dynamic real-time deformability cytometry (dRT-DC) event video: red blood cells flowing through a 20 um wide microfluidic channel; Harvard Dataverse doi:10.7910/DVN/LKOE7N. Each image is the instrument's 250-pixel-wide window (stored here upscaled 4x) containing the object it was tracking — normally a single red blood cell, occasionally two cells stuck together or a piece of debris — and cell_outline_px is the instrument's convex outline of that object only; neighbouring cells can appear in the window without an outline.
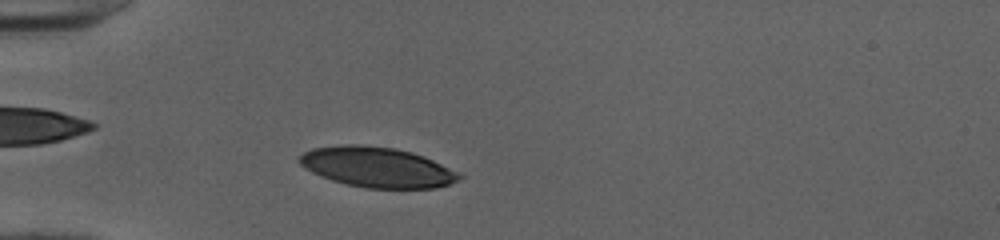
{"species": "human", "species_latin": "Homo sapiens", "temperature_condition": "cold", "stored_images_in_passage": 40, "camera_frame_rate_fps": 3000, "um_per_image_px": 0.085, "donor": {"sex": "female"}, "frame": {"image": 1, "passage_image": 8, "time_ms": 2.333, "image_size_px": [1000, 240], "cell_outline_px": [[464, 176], [448, 184], [436, 188], [364, 188], [344, 184], [320, 176], [304, 168], [296, 160], [304, 152], [312, 148], [348, 144], [360, 144], [396, 148], [412, 152], [424, 156], [460, 172]], "centroid_in_image_um": [32.04, 14.21], "position_along_channel_um": 53.0, "area_um2": 37.69}}
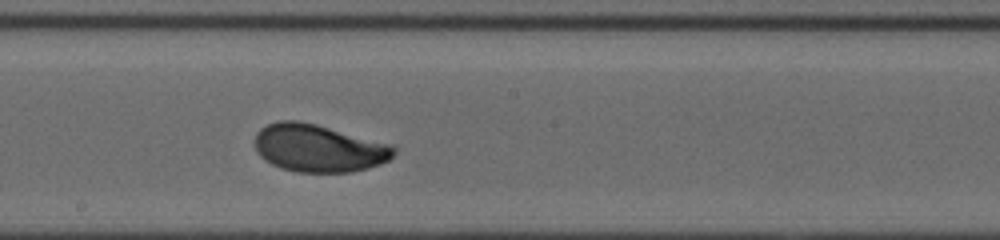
{"frame": {"image": 2, "passage_image": 22, "time_ms": 7.0, "image_size_px": [1000, 240], "cell_outline_px": [[396, 152], [388, 160], [380, 164], [368, 168], [352, 172], [296, 172], [280, 168], [264, 160], [256, 152], [256, 132], [260, 128], [268, 124], [280, 120], [296, 120], [316, 124], [396, 144]], "centroid_in_image_um": [27.12, 12.59], "position_along_channel_um": 221.1, "area_um2": 39.07}}
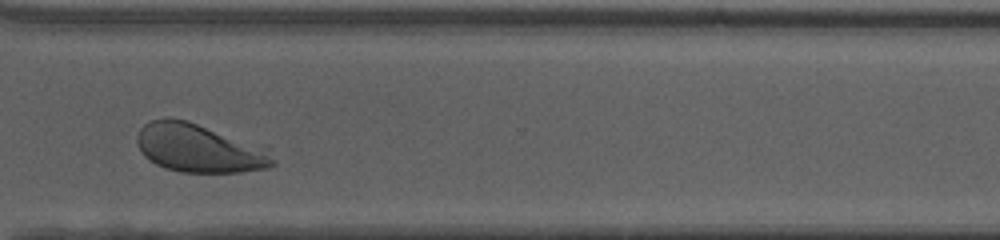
{"frame": {"image": 3, "passage_image": 32, "time_ms": 10.333, "image_size_px": [1000, 240], "cell_outline_px": [[276, 164], [268, 168], [240, 172], [180, 172], [164, 168], [156, 164], [144, 156], [140, 152], [136, 140], [136, 136], [140, 128], [144, 124], [152, 120], [164, 116], [168, 116], [188, 120], [268, 148], [276, 160]], "centroid_in_image_um": [16.91, 12.58], "position_along_channel_um": 353.7, "area_um2": 38.84}, "authors_computed_cell_mechanics": {"area_um2": 38.7838, "velocity_mm_per_s": 3.9768, "shape_relaxation_time_tau1_ms": 1.8614, "shape_relaxation_time_tau2_ms": null, "deformation_change_tau1": 0.1318, "deformation_change_tau2": null}}